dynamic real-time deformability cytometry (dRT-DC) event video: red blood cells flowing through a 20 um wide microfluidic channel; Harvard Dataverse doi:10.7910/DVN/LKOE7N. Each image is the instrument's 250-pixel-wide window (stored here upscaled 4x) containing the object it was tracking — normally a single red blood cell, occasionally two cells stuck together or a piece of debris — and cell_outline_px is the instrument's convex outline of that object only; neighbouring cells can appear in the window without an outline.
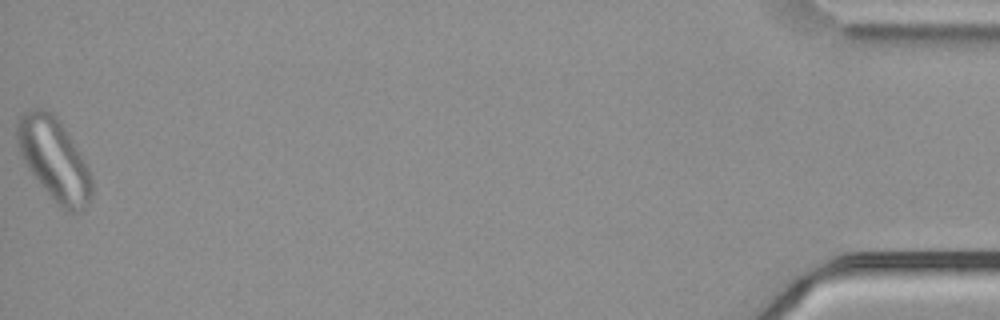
{"species": "common noctule bat (a hibernating species)", "species_latin": "Nyctalus noctula", "temperature_condition": "cold", "stored_images_in_passage": 57, "camera_frame_rate_fps": 3000, "um_per_image_px": 0.085, "animal": {"sex": "male", "body_mass_g": 21.5, "forearm_length_mm": 52.0}, "frame": {"image": 1, "passage_image": 57, "time_ms": 18.667, "image_size_px": [1000, 320], "cell_outline_px": [[92, 196], [88, 204], [80, 212], [64, 212], [44, 188], [28, 168], [20, 156], [16, 140], [16, 124], [20, 116], [24, 112], [36, 108], [44, 108], [52, 112], [60, 120], [84, 160], [92, 176]], "centroid_in_image_um": [4.6, 13.53], "position_along_channel_um": 430.6, "area_um2": 35.84}}